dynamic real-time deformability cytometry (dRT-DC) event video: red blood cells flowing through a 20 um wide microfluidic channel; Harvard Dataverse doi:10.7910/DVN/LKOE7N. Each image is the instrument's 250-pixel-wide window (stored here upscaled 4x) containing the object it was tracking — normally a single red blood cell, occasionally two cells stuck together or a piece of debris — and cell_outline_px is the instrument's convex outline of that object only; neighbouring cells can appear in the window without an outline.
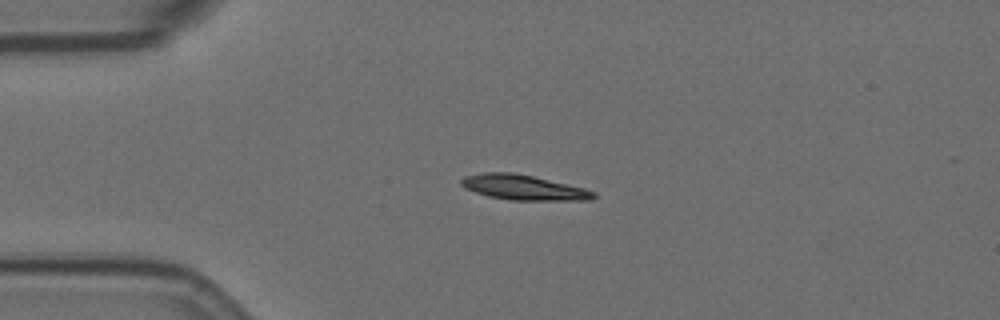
{"species": "Egyptian fruit bat (a non-hibernating species)", "species_latin": "Rousettus aegyptiacus", "temperature_condition": "room temperature", "stored_images_in_passage": 54, "camera_frame_rate_fps": 3000, "um_per_image_px": 0.085, "animal": {"sex": "female"}, "frame": {"image": 1, "passage_image": 10, "time_ms": 3.0, "image_size_px": [1000, 320], "cell_outline_px": [[596, 196], [592, 200], [508, 200], [488, 196], [464, 188], [460, 184], [460, 180], [464, 176], [484, 172], [512, 172], [532, 176], [584, 188], [596, 192]], "centroid_in_image_um": [44.47, 15.93], "position_along_channel_um": 40.5, "area_um2": 19.31}}
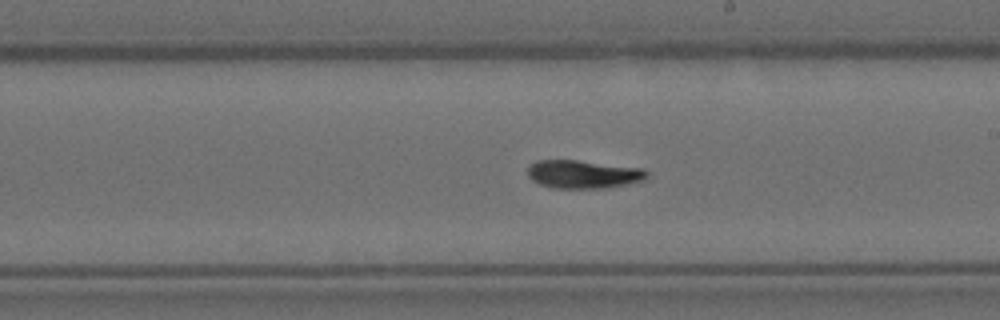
{"frame": {"image": 2, "passage_image": 29, "time_ms": 9.333, "image_size_px": [1000, 320], "cell_outline_px": [[648, 176], [644, 180], [628, 184], [608, 188], [552, 188], [540, 184], [532, 180], [528, 176], [528, 164], [536, 160], [576, 160], [644, 168], [648, 172]], "centroid_in_image_um": [49.58, 14.81], "position_along_channel_um": 239.4, "area_um2": 19.83}}
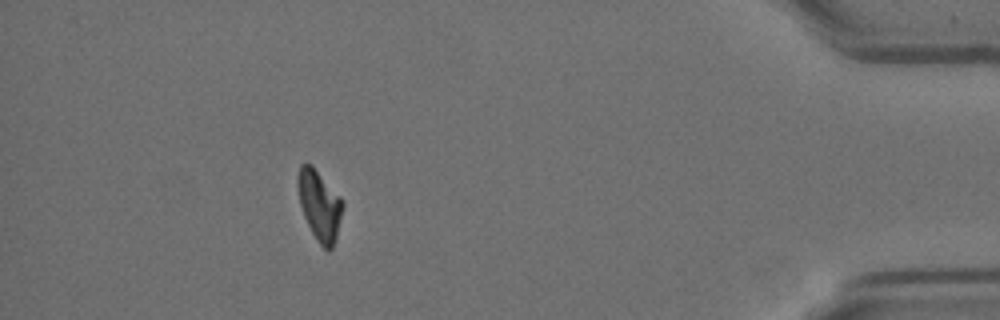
{"frame": {"image": 3, "passage_image": 48, "time_ms": 15.667, "image_size_px": [1000, 320], "cell_outline_px": [[344, 208], [336, 236], [332, 248], [328, 252], [320, 244], [312, 232], [304, 216], [300, 204], [296, 184], [296, 180], [300, 164], [312, 164], [344, 200]], "centroid_in_image_um": [27.16, 17.41], "position_along_channel_um": 408.0, "area_um2": 18.5}, "authors_computed_cell_mechanics": {"area_um2": 19.1896, "velocity_mm_per_s": 3.5418, "shape_relaxation_time_tau1_ms": 7.2492, "shape_relaxation_time_tau2_ms": null, "deformation_change_tau1": 0.2116, "deformation_change_tau2": null}}